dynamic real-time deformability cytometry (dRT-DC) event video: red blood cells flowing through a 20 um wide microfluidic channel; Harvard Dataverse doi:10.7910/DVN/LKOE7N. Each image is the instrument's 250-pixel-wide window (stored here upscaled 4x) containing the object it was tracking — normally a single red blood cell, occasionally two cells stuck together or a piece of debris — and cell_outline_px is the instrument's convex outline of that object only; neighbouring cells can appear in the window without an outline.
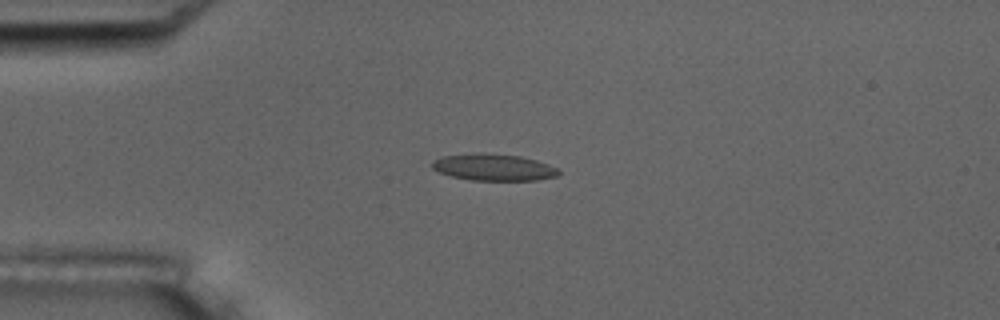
{"species": "common noctule bat (a hibernating species)", "species_latin": "Nyctalus noctula", "temperature_condition": "room temperature", "stored_images_in_passage": 10, "camera_frame_rate_fps": 3000, "um_per_image_px": 0.085, "animal": {"sex": "male", "body_mass_g": 17.5, "forearm_length_mm": 52.3}, "frame": {"image": 1, "passage_image": 4, "time_ms": 3.333, "image_size_px": [1000, 320], "cell_outline_px": [[560, 172], [556, 176], [536, 180], [468, 180], [452, 176], [440, 172], [432, 168], [432, 160], [444, 156], [476, 152], [484, 152], [520, 156], [536, 160], [560, 168]], "centroid_in_image_um": [41.96, 14.21], "position_along_channel_um": 43.0, "area_um2": 19.83}}